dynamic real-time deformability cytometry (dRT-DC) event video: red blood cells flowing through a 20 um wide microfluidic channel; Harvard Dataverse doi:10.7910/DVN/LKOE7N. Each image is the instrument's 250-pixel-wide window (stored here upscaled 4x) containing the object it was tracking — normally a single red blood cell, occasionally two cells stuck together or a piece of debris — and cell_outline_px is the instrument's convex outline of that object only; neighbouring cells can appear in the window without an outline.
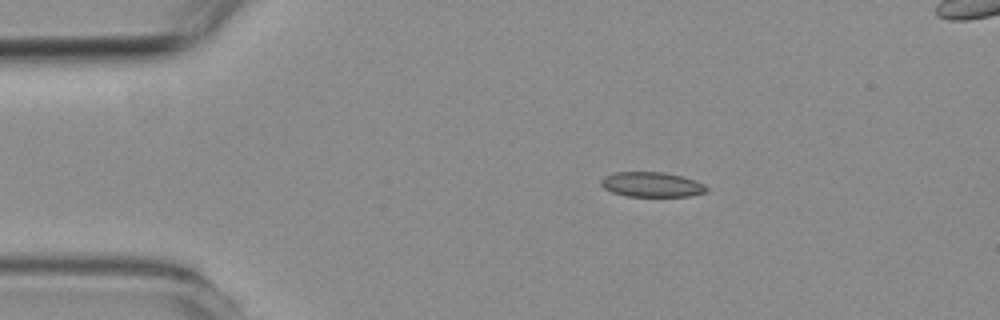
{"species": "common noctule bat (a hibernating species)", "species_latin": "Nyctalus noctula", "temperature_condition": "room temperature", "stored_images_in_passage": 3, "camera_frame_rate_fps": 3000, "um_per_image_px": 0.085, "animal": {"sex": "female", "body_mass_g": 19.3, "forearm_length_mm": 54.1}, "frame": {"image": 1, "passage_image": 1, "time_ms": 0.0, "image_size_px": [1000, 320], "cell_outline_px": [[708, 192], [688, 196], [628, 196], [612, 192], [604, 188], [600, 184], [600, 180], [604, 176], [616, 172], [664, 172], [696, 180], [704, 184], [708, 188]], "centroid_in_image_um": [55.4, 15.68], "position_along_channel_um": 29.6, "area_um2": 15.32}}